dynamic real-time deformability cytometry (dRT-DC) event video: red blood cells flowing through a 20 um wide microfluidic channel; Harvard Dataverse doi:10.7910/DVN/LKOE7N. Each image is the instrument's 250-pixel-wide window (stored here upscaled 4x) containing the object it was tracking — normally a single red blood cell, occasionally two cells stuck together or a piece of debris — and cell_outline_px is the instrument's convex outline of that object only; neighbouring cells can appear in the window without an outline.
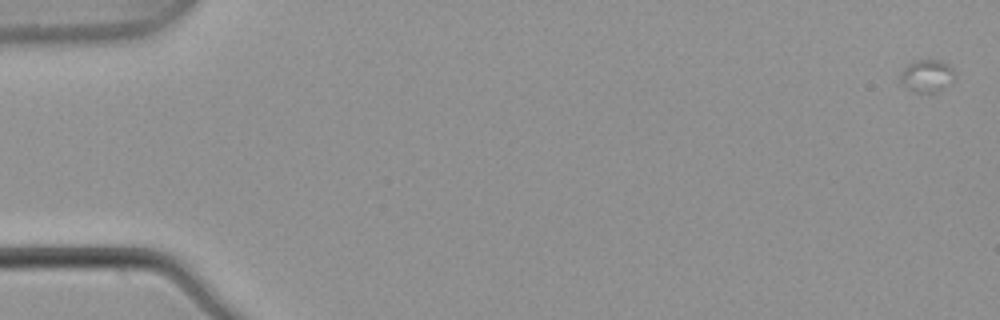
{"species": "common noctule bat (a hibernating species)", "species_latin": "Nyctalus noctula", "temperature_condition": "warm", "stored_images_in_passage": 4, "camera_frame_rate_fps": 3000, "um_per_image_px": 0.085, "animal": {"sex": "male", "body_mass_g": 21.5, "forearm_length_mm": 52.0}, "frame": {"image": 1, "passage_image": 1, "time_ms": 0.0, "image_size_px": [1000, 320], "cell_outline_px": [[956, 76], [952, 80], [936, 92], [916, 92], [900, 84], [900, 72], [908, 64], [916, 60], [940, 60], [948, 64], [952, 68]], "centroid_in_image_um": [78.76, 6.43], "position_along_channel_um": 6.2, "area_um2": 10.17}}